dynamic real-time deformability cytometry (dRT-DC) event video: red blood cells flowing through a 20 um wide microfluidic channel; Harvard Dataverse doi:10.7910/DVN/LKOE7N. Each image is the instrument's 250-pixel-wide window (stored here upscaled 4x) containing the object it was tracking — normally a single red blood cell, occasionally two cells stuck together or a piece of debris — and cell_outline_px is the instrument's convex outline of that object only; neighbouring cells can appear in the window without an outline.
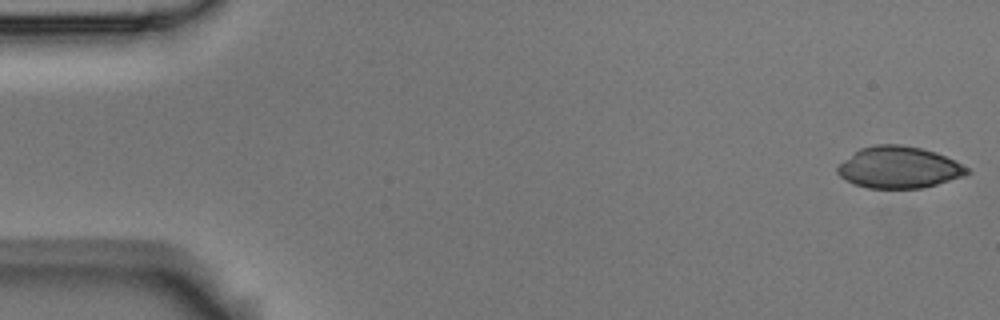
{"species": "Egyptian fruit bat (a non-hibernating species)", "species_latin": "Rousettus aegyptiacus", "temperature_condition": "room temperature", "stored_images_in_passage": 4, "camera_frame_rate_fps": 3000, "um_per_image_px": 0.085, "animal": {"sex": "male"}, "frame": {"image": 1, "passage_image": 1, "time_ms": 0.0, "image_size_px": [1000, 320], "cell_outline_px": [[972, 172], [964, 176], [936, 184], [920, 188], [868, 188], [852, 184], [840, 176], [836, 172], [836, 168], [844, 160], [860, 148], [876, 144], [900, 144], [920, 148], [936, 152], [968, 168]], "centroid_in_image_um": [76.38, 14.23], "position_along_channel_um": 8.6, "area_um2": 31.27}}